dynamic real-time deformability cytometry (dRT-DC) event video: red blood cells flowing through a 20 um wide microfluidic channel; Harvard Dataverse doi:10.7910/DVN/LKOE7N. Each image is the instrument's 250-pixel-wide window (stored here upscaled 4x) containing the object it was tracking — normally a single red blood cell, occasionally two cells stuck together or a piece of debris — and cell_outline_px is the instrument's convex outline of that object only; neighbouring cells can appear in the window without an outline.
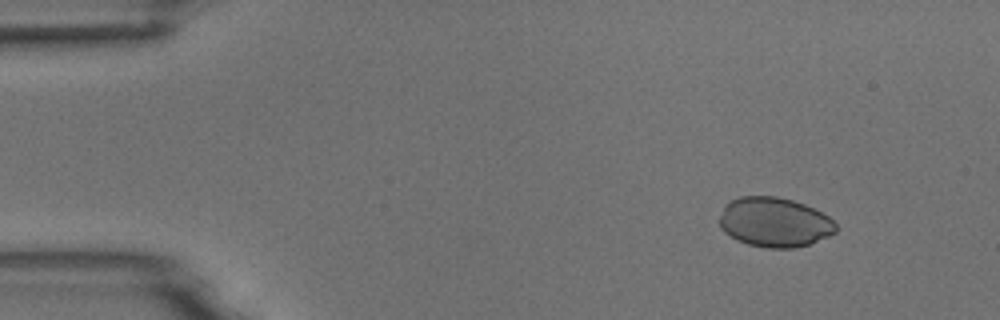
{"species": "common noctule bat (a hibernating species)", "species_latin": "Nyctalus noctula", "temperature_condition": "room temperature", "stored_images_in_passage": 4, "camera_frame_rate_fps": 3000, "um_per_image_px": 0.085, "animal": {"sex": "male", "body_mass_g": 18.8}, "frame": {"image": 1, "passage_image": 2, "time_ms": 0.333, "image_size_px": [1000, 320], "cell_outline_px": [[836, 232], [828, 236], [808, 244], [796, 248], [768, 248], [748, 244], [736, 240], [724, 232], [720, 228], [720, 216], [724, 204], [728, 200], [740, 196], [776, 196], [792, 200], [804, 204], [828, 216], [836, 224]], "centroid_in_image_um": [65.79, 18.88], "position_along_channel_um": 19.2, "area_um2": 33.76}}